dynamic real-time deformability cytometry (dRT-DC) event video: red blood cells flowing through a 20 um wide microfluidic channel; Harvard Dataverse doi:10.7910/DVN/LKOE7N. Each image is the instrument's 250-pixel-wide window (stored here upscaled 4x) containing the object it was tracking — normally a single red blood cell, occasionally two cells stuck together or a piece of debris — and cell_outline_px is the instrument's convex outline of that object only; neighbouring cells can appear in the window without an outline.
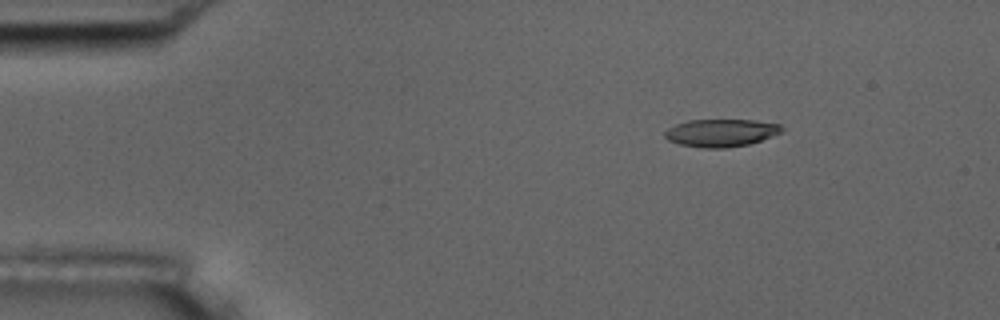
{"species": "common noctule bat (a hibernating species)", "species_latin": "Nyctalus noctula", "temperature_condition": "room temperature", "stored_images_in_passage": 5, "camera_frame_rate_fps": 3000, "um_per_image_px": 0.085, "animal": {"sex": "male", "body_mass_g": 17.5, "forearm_length_mm": 52.3}, "frame": {"image": 1, "passage_image": 2, "time_ms": 2.0, "image_size_px": [1000, 320], "cell_outline_px": [[784, 128], [780, 132], [772, 136], [748, 144], [728, 148], [700, 148], [680, 144], [668, 140], [664, 136], [664, 132], [668, 128], [676, 124], [688, 120], [752, 120], [780, 124]], "centroid_in_image_um": [61.26, 11.29], "position_along_channel_um": 23.7, "area_um2": 18.79}}
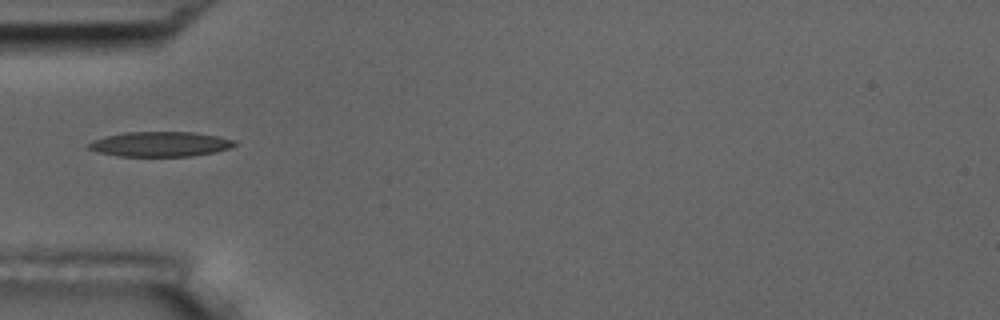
{"frame": {"image": 2, "passage_image": 5, "time_ms": 5.333, "image_size_px": [1000, 320], "cell_outline_px": [[236, 144], [228, 148], [212, 152], [192, 156], [120, 156], [100, 152], [88, 148], [88, 144], [92, 140], [104, 136], [124, 132], [192, 132], [216, 136], [236, 140]], "centroid_in_image_um": [13.59, 12.24], "position_along_channel_um": 71.4, "area_um2": 20.98}}